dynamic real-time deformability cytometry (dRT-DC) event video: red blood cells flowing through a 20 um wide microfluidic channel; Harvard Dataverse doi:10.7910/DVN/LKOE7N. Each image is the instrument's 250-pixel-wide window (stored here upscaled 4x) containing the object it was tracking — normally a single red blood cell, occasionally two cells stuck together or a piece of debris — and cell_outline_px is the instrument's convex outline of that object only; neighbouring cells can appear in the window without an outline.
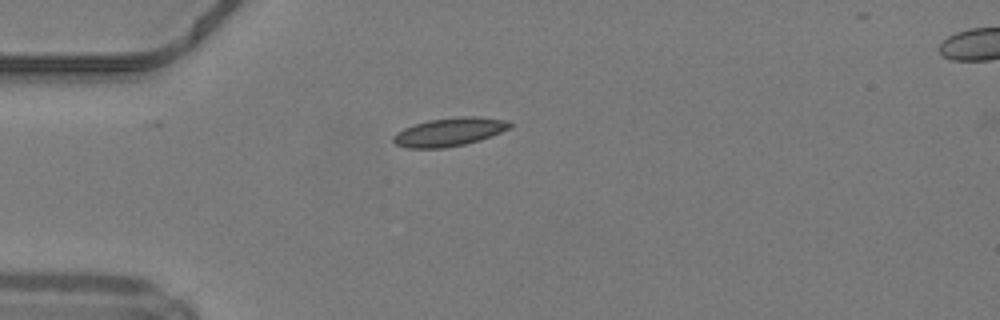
{"species": "common noctule bat (a hibernating species)", "species_latin": "Nyctalus noctula", "temperature_condition": "warm", "stored_images_in_passage": 30, "camera_frame_rate_fps": 3000, "um_per_image_px": 0.085, "animal": {"sex": "male", "body_mass_g": 19.2, "forearm_length_mm": 51.8}, "frame": {"image": 1, "passage_image": 1, "time_ms": 0.0, "image_size_px": [1000, 320], "cell_outline_px": [[512, 128], [480, 140], [464, 144], [444, 148], [404, 148], [396, 144], [392, 140], [392, 136], [396, 132], [404, 128], [428, 120], [460, 116], [480, 116], [508, 120], [512, 124]], "centroid_in_image_um": [38.21, 11.21], "position_along_channel_um": 46.8, "area_um2": 19.48}}
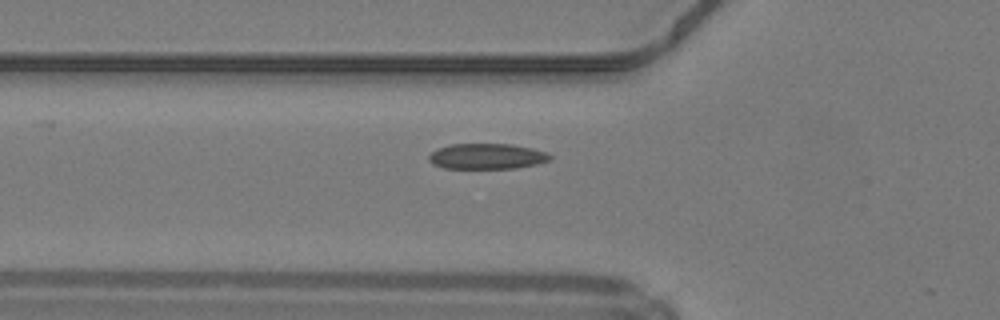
{"frame": {"image": 2, "passage_image": 5, "time_ms": 1.333, "image_size_px": [1000, 320], "cell_outline_px": [[552, 160], [536, 164], [516, 168], [444, 168], [432, 164], [428, 160], [428, 156], [436, 148], [452, 144], [512, 144], [532, 148], [548, 152], [552, 156]], "centroid_in_image_um": [41.4, 13.28], "position_along_channel_um": 84.4, "area_um2": 18.21}}
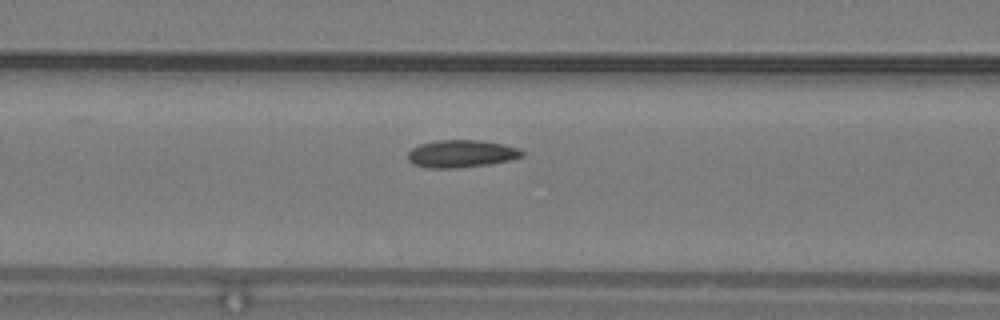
{"frame": {"image": 3, "passage_image": 8, "time_ms": 2.333, "image_size_px": [1000, 320], "cell_outline_px": [[524, 156], [512, 160], [492, 164], [456, 168], [424, 168], [412, 164], [408, 160], [408, 152], [412, 148], [420, 144], [436, 140], [480, 140], [504, 144], [520, 148], [524, 152]], "centroid_in_image_um": [39.23, 13.07], "position_along_channel_um": 127.4, "area_um2": 18.67}}